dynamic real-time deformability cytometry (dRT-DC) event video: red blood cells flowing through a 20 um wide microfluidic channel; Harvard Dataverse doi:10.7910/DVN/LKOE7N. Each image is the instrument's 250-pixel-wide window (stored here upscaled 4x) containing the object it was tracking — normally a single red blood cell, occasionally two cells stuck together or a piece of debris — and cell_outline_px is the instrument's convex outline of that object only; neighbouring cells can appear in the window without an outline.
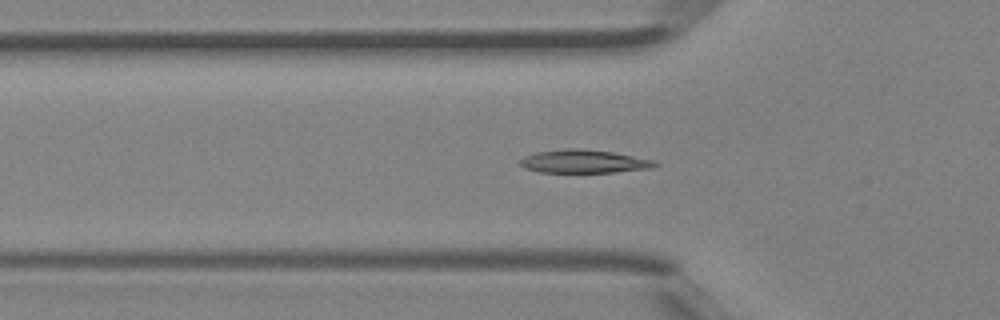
{"species": "Egyptian fruit bat (a non-hibernating species)", "species_latin": "Rousettus aegyptiacus", "temperature_condition": "room temperature", "stored_images_in_passage": 47, "camera_frame_rate_fps": 3000, "um_per_image_px": 0.085, "animal": {"sex": "female"}, "frame": {"image": 1, "passage_image": 16, "time_ms": 5.0, "image_size_px": [1000, 320], "cell_outline_px": [[660, 164], [652, 168], [612, 172], [536, 172], [524, 168], [520, 164], [520, 160], [524, 156], [536, 152], [564, 148], [580, 148], [612, 152], [656, 160]], "centroid_in_image_um": [49.63, 13.71], "position_along_channel_um": 76.2, "area_um2": 18.38}}
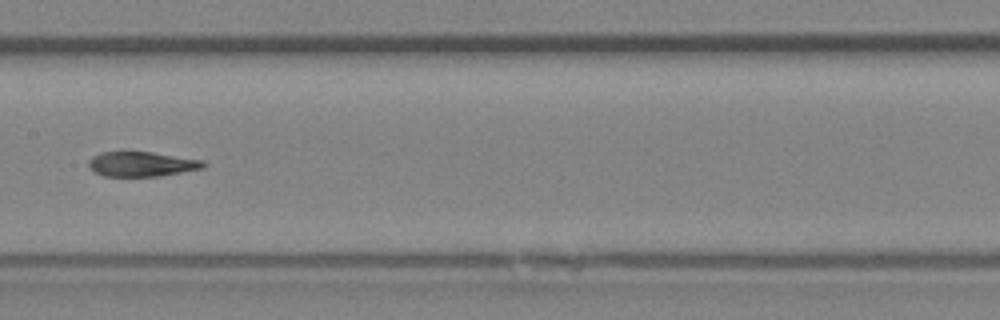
{"frame": {"image": 2, "passage_image": 24, "time_ms": 7.667, "image_size_px": [1000, 320], "cell_outline_px": [[208, 164], [204, 168], [156, 176], [104, 176], [88, 168], [88, 160], [92, 156], [100, 152], [152, 152], [204, 160]], "centroid_in_image_um": [12.04, 13.94], "position_along_channel_um": 195.4, "area_um2": 16.59}}
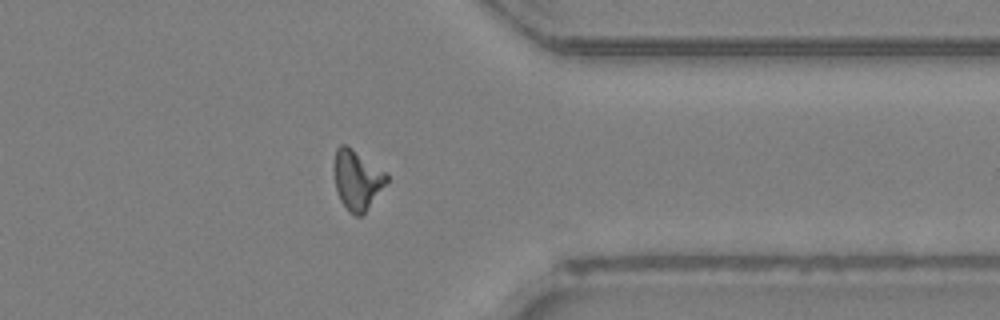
{"frame": {"image": 3, "passage_image": 37, "time_ms": 12.0, "image_size_px": [1000, 320], "cell_outline_px": [[388, 180], [364, 212], [360, 216], [356, 216], [348, 212], [340, 200], [336, 192], [332, 168], [332, 164], [336, 148], [340, 144], [344, 144], [352, 148], [384, 172], [388, 176]], "centroid_in_image_um": [30.27, 15.27], "position_along_channel_um": 381.1, "area_um2": 18.21}, "authors_computed_cell_mechanics": {"area_um2": 17.8602, "velocity_mm_per_s": 4.4835, "shape_relaxation_time_tau1_ms": null, "shape_relaxation_time_tau2_ms": 3.0741, "deformation_change_tau1": null, "deformation_change_tau2": 0.0754}}